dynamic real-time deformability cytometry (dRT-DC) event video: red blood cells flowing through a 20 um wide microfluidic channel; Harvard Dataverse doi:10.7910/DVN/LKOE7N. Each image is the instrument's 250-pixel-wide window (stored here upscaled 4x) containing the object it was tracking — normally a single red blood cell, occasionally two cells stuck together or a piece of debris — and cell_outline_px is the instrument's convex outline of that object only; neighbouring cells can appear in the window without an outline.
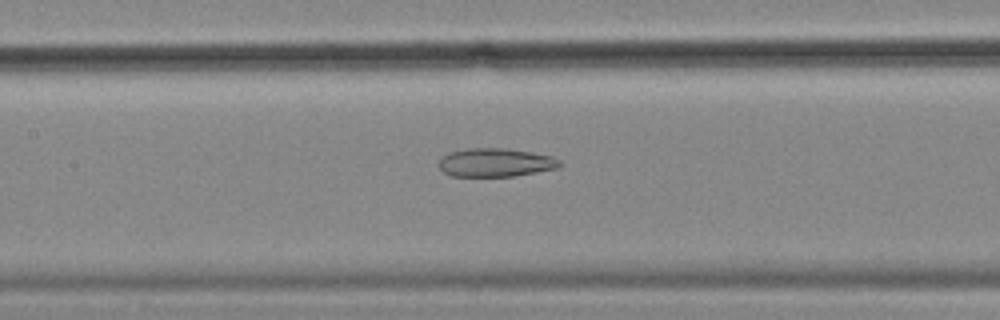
{"species": "common noctule bat (a hibernating species)", "species_latin": "Nyctalus noctula", "temperature_condition": "cold", "stored_images_in_passage": 56, "camera_frame_rate_fps": 3000, "um_per_image_px": 0.085, "animal": {"sex": "female", "body_mass_g": 18.4}, "frame": {"image": 1, "passage_image": 26, "time_ms": 8.333, "image_size_px": [1000, 320], "cell_outline_px": [[564, 164], [556, 168], [536, 172], [512, 176], [452, 176], [444, 172], [440, 168], [440, 160], [448, 152], [468, 148], [504, 148], [532, 152], [552, 156], [560, 160]], "centroid_in_image_um": [42.14, 13.81], "position_along_channel_um": 165.3, "area_um2": 20.0}}
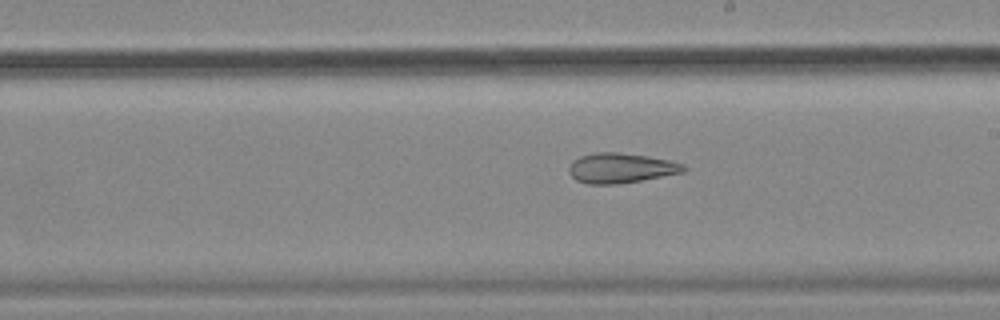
{"frame": {"image": 2, "passage_image": 32, "time_ms": 10.333, "image_size_px": [1000, 320], "cell_outline_px": [[688, 168], [684, 172], [640, 180], [616, 184], [588, 184], [576, 180], [568, 172], [568, 168], [572, 160], [580, 156], [596, 152], [616, 152], [648, 156], [668, 160], [684, 164]], "centroid_in_image_um": [52.75, 14.28], "position_along_channel_um": 236.3, "area_um2": 20.0}}
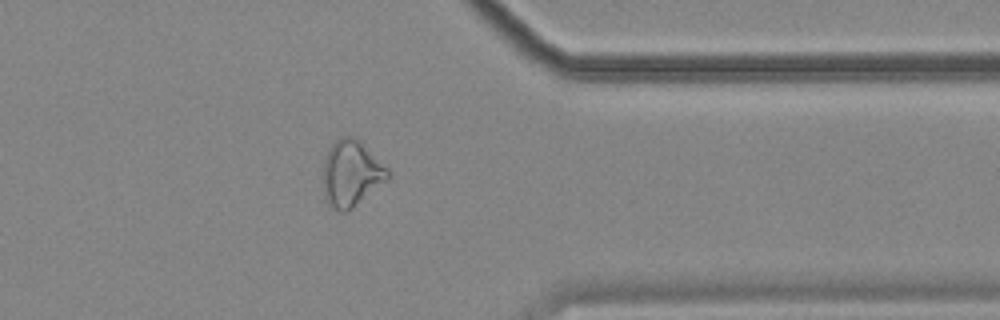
{"frame": {"image": 3, "passage_image": 45, "time_ms": 14.667, "image_size_px": [1000, 320], "cell_outline_px": [[392, 176], [388, 180], [352, 208], [344, 212], [340, 212], [328, 204], [324, 200], [324, 160], [328, 148], [340, 136], [352, 136], [360, 140], [388, 168]], "centroid_in_image_um": [29.87, 14.73], "position_along_channel_um": 381.5, "area_um2": 25.09}, "authors_computed_cell_mechanics": {"area_um2": 25.6921, "velocity_mm_per_s": 3.5649, "shape_relaxation_time_tau1_ms": null, "shape_relaxation_time_tau2_ms": 4.5927, "deformation_change_tau1": null, "deformation_change_tau2": 0.1508}}